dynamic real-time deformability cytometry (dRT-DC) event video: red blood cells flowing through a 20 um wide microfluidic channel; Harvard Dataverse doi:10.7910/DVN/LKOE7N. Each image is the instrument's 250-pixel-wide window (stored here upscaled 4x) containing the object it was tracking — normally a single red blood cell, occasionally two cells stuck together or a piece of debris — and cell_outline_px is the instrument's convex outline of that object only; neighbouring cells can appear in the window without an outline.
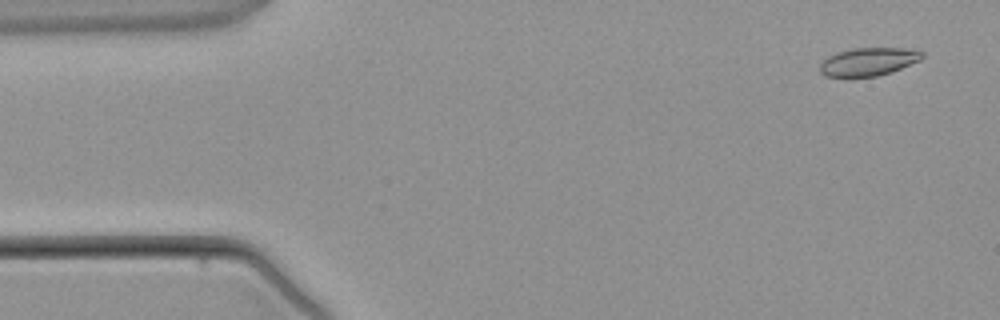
{"species": "common noctule bat (a hibernating species)", "species_latin": "Nyctalus noctula", "temperature_condition": "warm", "stored_images_in_passage": 5, "camera_frame_rate_fps": 3000, "um_per_image_px": 0.085, "animal": {"sex": "male", "body_mass_g": 21.5, "forearm_length_mm": 52.0}, "frame": {"image": 1, "passage_image": 1, "time_ms": 0.0, "image_size_px": [1000, 320], "cell_outline_px": [[924, 56], [920, 60], [892, 72], [876, 76], [824, 76], [820, 72], [820, 64], [828, 56], [852, 48], [900, 48], [924, 52]], "centroid_in_image_um": [73.82, 5.24], "position_along_channel_um": 11.2, "area_um2": 16.47}}
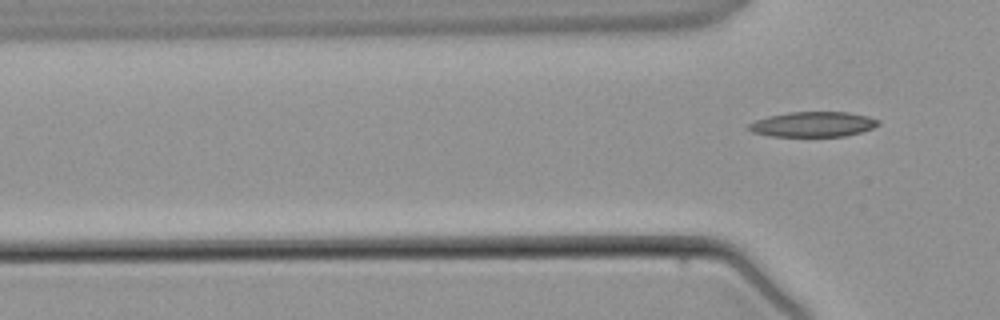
{"frame": {"image": 2, "passage_image": 5, "time_ms": 5.667, "image_size_px": [1000, 320], "cell_outline_px": [[880, 124], [872, 128], [860, 132], [844, 136], [768, 136], [752, 132], [748, 128], [748, 124], [756, 120], [768, 116], [788, 112], [848, 112], [868, 116], [880, 120]], "centroid_in_image_um": [69.1, 10.56], "position_along_channel_um": 56.7, "area_um2": 18.96}}